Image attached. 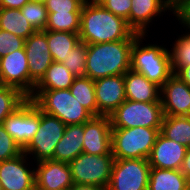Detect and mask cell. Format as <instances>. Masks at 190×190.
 <instances>
[{"mask_svg":"<svg viewBox=\"0 0 190 190\" xmlns=\"http://www.w3.org/2000/svg\"><path fill=\"white\" fill-rule=\"evenodd\" d=\"M75 77L62 63L52 62L34 90L69 89Z\"/></svg>","mask_w":190,"mask_h":190,"instance_id":"cell-25","label":"cell"},{"mask_svg":"<svg viewBox=\"0 0 190 190\" xmlns=\"http://www.w3.org/2000/svg\"><path fill=\"white\" fill-rule=\"evenodd\" d=\"M30 1L45 4L47 0H30Z\"/></svg>","mask_w":190,"mask_h":190,"instance_id":"cell-43","label":"cell"},{"mask_svg":"<svg viewBox=\"0 0 190 190\" xmlns=\"http://www.w3.org/2000/svg\"><path fill=\"white\" fill-rule=\"evenodd\" d=\"M150 170L148 159H115L107 190H147Z\"/></svg>","mask_w":190,"mask_h":190,"instance_id":"cell-8","label":"cell"},{"mask_svg":"<svg viewBox=\"0 0 190 190\" xmlns=\"http://www.w3.org/2000/svg\"><path fill=\"white\" fill-rule=\"evenodd\" d=\"M145 34H139L131 49V70L144 75L149 81L162 87L173 74L170 52L163 46H142ZM141 42V43H140Z\"/></svg>","mask_w":190,"mask_h":190,"instance_id":"cell-3","label":"cell"},{"mask_svg":"<svg viewBox=\"0 0 190 190\" xmlns=\"http://www.w3.org/2000/svg\"><path fill=\"white\" fill-rule=\"evenodd\" d=\"M2 125L23 150L39 129L40 109L28 98L4 119Z\"/></svg>","mask_w":190,"mask_h":190,"instance_id":"cell-10","label":"cell"},{"mask_svg":"<svg viewBox=\"0 0 190 190\" xmlns=\"http://www.w3.org/2000/svg\"><path fill=\"white\" fill-rule=\"evenodd\" d=\"M30 0H1V8L21 9Z\"/></svg>","mask_w":190,"mask_h":190,"instance_id":"cell-38","label":"cell"},{"mask_svg":"<svg viewBox=\"0 0 190 190\" xmlns=\"http://www.w3.org/2000/svg\"><path fill=\"white\" fill-rule=\"evenodd\" d=\"M81 12L48 13L45 30L78 33L80 32Z\"/></svg>","mask_w":190,"mask_h":190,"instance_id":"cell-29","label":"cell"},{"mask_svg":"<svg viewBox=\"0 0 190 190\" xmlns=\"http://www.w3.org/2000/svg\"><path fill=\"white\" fill-rule=\"evenodd\" d=\"M25 39L0 29V58L15 50L23 49Z\"/></svg>","mask_w":190,"mask_h":190,"instance_id":"cell-35","label":"cell"},{"mask_svg":"<svg viewBox=\"0 0 190 190\" xmlns=\"http://www.w3.org/2000/svg\"><path fill=\"white\" fill-rule=\"evenodd\" d=\"M178 21L189 29V32L185 35L183 34L173 45L172 50H170L171 65L173 73H176L181 67L190 65V25H188L178 14L175 15Z\"/></svg>","mask_w":190,"mask_h":190,"instance_id":"cell-28","label":"cell"},{"mask_svg":"<svg viewBox=\"0 0 190 190\" xmlns=\"http://www.w3.org/2000/svg\"><path fill=\"white\" fill-rule=\"evenodd\" d=\"M178 15L190 25V0L185 1L183 9L178 13Z\"/></svg>","mask_w":190,"mask_h":190,"instance_id":"cell-41","label":"cell"},{"mask_svg":"<svg viewBox=\"0 0 190 190\" xmlns=\"http://www.w3.org/2000/svg\"><path fill=\"white\" fill-rule=\"evenodd\" d=\"M28 97L19 89L11 86H0V124L19 108Z\"/></svg>","mask_w":190,"mask_h":190,"instance_id":"cell-30","label":"cell"},{"mask_svg":"<svg viewBox=\"0 0 190 190\" xmlns=\"http://www.w3.org/2000/svg\"><path fill=\"white\" fill-rule=\"evenodd\" d=\"M29 99L41 111L56 116L65 125L84 124L93 117L69 89L34 90Z\"/></svg>","mask_w":190,"mask_h":190,"instance_id":"cell-4","label":"cell"},{"mask_svg":"<svg viewBox=\"0 0 190 190\" xmlns=\"http://www.w3.org/2000/svg\"><path fill=\"white\" fill-rule=\"evenodd\" d=\"M124 88L128 100L139 102L160 101L161 87L131 69L124 74Z\"/></svg>","mask_w":190,"mask_h":190,"instance_id":"cell-19","label":"cell"},{"mask_svg":"<svg viewBox=\"0 0 190 190\" xmlns=\"http://www.w3.org/2000/svg\"><path fill=\"white\" fill-rule=\"evenodd\" d=\"M0 29L25 40L36 32L21 10L15 8L0 9Z\"/></svg>","mask_w":190,"mask_h":190,"instance_id":"cell-23","label":"cell"},{"mask_svg":"<svg viewBox=\"0 0 190 190\" xmlns=\"http://www.w3.org/2000/svg\"><path fill=\"white\" fill-rule=\"evenodd\" d=\"M126 40L87 45L86 75L93 81L123 75L131 69V49L138 36Z\"/></svg>","mask_w":190,"mask_h":190,"instance_id":"cell-2","label":"cell"},{"mask_svg":"<svg viewBox=\"0 0 190 190\" xmlns=\"http://www.w3.org/2000/svg\"><path fill=\"white\" fill-rule=\"evenodd\" d=\"M114 160L113 154L81 153L69 163L73 183L95 185L107 189Z\"/></svg>","mask_w":190,"mask_h":190,"instance_id":"cell-7","label":"cell"},{"mask_svg":"<svg viewBox=\"0 0 190 190\" xmlns=\"http://www.w3.org/2000/svg\"><path fill=\"white\" fill-rule=\"evenodd\" d=\"M47 42L53 62L62 63L81 41L78 33L47 30Z\"/></svg>","mask_w":190,"mask_h":190,"instance_id":"cell-26","label":"cell"},{"mask_svg":"<svg viewBox=\"0 0 190 190\" xmlns=\"http://www.w3.org/2000/svg\"><path fill=\"white\" fill-rule=\"evenodd\" d=\"M20 10L36 31L45 30L48 21L45 4L29 1Z\"/></svg>","mask_w":190,"mask_h":190,"instance_id":"cell-32","label":"cell"},{"mask_svg":"<svg viewBox=\"0 0 190 190\" xmlns=\"http://www.w3.org/2000/svg\"><path fill=\"white\" fill-rule=\"evenodd\" d=\"M69 190H107L106 188H102L95 185H86V184H77L74 183Z\"/></svg>","mask_w":190,"mask_h":190,"instance_id":"cell-42","label":"cell"},{"mask_svg":"<svg viewBox=\"0 0 190 190\" xmlns=\"http://www.w3.org/2000/svg\"><path fill=\"white\" fill-rule=\"evenodd\" d=\"M160 133L167 139L190 148V116L164 115Z\"/></svg>","mask_w":190,"mask_h":190,"instance_id":"cell-24","label":"cell"},{"mask_svg":"<svg viewBox=\"0 0 190 190\" xmlns=\"http://www.w3.org/2000/svg\"><path fill=\"white\" fill-rule=\"evenodd\" d=\"M0 76L2 85L15 87L29 98V69L24 48L0 58Z\"/></svg>","mask_w":190,"mask_h":190,"instance_id":"cell-15","label":"cell"},{"mask_svg":"<svg viewBox=\"0 0 190 190\" xmlns=\"http://www.w3.org/2000/svg\"><path fill=\"white\" fill-rule=\"evenodd\" d=\"M86 57L87 44L84 42L78 43L71 49L70 53L64 58L62 64L76 77L86 75Z\"/></svg>","mask_w":190,"mask_h":190,"instance_id":"cell-31","label":"cell"},{"mask_svg":"<svg viewBox=\"0 0 190 190\" xmlns=\"http://www.w3.org/2000/svg\"><path fill=\"white\" fill-rule=\"evenodd\" d=\"M22 152V148L0 124V162L15 158Z\"/></svg>","mask_w":190,"mask_h":190,"instance_id":"cell-33","label":"cell"},{"mask_svg":"<svg viewBox=\"0 0 190 190\" xmlns=\"http://www.w3.org/2000/svg\"><path fill=\"white\" fill-rule=\"evenodd\" d=\"M175 74L190 86V65L181 67Z\"/></svg>","mask_w":190,"mask_h":190,"instance_id":"cell-40","label":"cell"},{"mask_svg":"<svg viewBox=\"0 0 190 190\" xmlns=\"http://www.w3.org/2000/svg\"><path fill=\"white\" fill-rule=\"evenodd\" d=\"M189 186L181 170L151 168L147 190H186Z\"/></svg>","mask_w":190,"mask_h":190,"instance_id":"cell-22","label":"cell"},{"mask_svg":"<svg viewBox=\"0 0 190 190\" xmlns=\"http://www.w3.org/2000/svg\"><path fill=\"white\" fill-rule=\"evenodd\" d=\"M160 131L157 128H111V153L115 159H148Z\"/></svg>","mask_w":190,"mask_h":190,"instance_id":"cell-5","label":"cell"},{"mask_svg":"<svg viewBox=\"0 0 190 190\" xmlns=\"http://www.w3.org/2000/svg\"><path fill=\"white\" fill-rule=\"evenodd\" d=\"M134 33L126 20L95 0H86L83 4L79 32L81 42L89 45L126 40Z\"/></svg>","mask_w":190,"mask_h":190,"instance_id":"cell-1","label":"cell"},{"mask_svg":"<svg viewBox=\"0 0 190 190\" xmlns=\"http://www.w3.org/2000/svg\"><path fill=\"white\" fill-rule=\"evenodd\" d=\"M171 10L161 0H131L128 25L138 34H146L152 19Z\"/></svg>","mask_w":190,"mask_h":190,"instance_id":"cell-20","label":"cell"},{"mask_svg":"<svg viewBox=\"0 0 190 190\" xmlns=\"http://www.w3.org/2000/svg\"><path fill=\"white\" fill-rule=\"evenodd\" d=\"M180 170L190 181V148H187L186 155L184 157Z\"/></svg>","mask_w":190,"mask_h":190,"instance_id":"cell-39","label":"cell"},{"mask_svg":"<svg viewBox=\"0 0 190 190\" xmlns=\"http://www.w3.org/2000/svg\"><path fill=\"white\" fill-rule=\"evenodd\" d=\"M161 100L139 102L126 99L111 115L112 128L146 127L161 130L163 120Z\"/></svg>","mask_w":190,"mask_h":190,"instance_id":"cell-6","label":"cell"},{"mask_svg":"<svg viewBox=\"0 0 190 190\" xmlns=\"http://www.w3.org/2000/svg\"><path fill=\"white\" fill-rule=\"evenodd\" d=\"M187 147L158 134L148 158L151 168L180 170Z\"/></svg>","mask_w":190,"mask_h":190,"instance_id":"cell-18","label":"cell"},{"mask_svg":"<svg viewBox=\"0 0 190 190\" xmlns=\"http://www.w3.org/2000/svg\"><path fill=\"white\" fill-rule=\"evenodd\" d=\"M98 116H110L125 100L124 74L94 81Z\"/></svg>","mask_w":190,"mask_h":190,"instance_id":"cell-16","label":"cell"},{"mask_svg":"<svg viewBox=\"0 0 190 190\" xmlns=\"http://www.w3.org/2000/svg\"><path fill=\"white\" fill-rule=\"evenodd\" d=\"M166 6H168L173 14H178L184 7L186 0H161Z\"/></svg>","mask_w":190,"mask_h":190,"instance_id":"cell-37","label":"cell"},{"mask_svg":"<svg viewBox=\"0 0 190 190\" xmlns=\"http://www.w3.org/2000/svg\"><path fill=\"white\" fill-rule=\"evenodd\" d=\"M163 114L190 116V86L173 73L161 87Z\"/></svg>","mask_w":190,"mask_h":190,"instance_id":"cell-14","label":"cell"},{"mask_svg":"<svg viewBox=\"0 0 190 190\" xmlns=\"http://www.w3.org/2000/svg\"><path fill=\"white\" fill-rule=\"evenodd\" d=\"M36 165L35 190H69L74 184L69 163L46 159Z\"/></svg>","mask_w":190,"mask_h":190,"instance_id":"cell-12","label":"cell"},{"mask_svg":"<svg viewBox=\"0 0 190 190\" xmlns=\"http://www.w3.org/2000/svg\"><path fill=\"white\" fill-rule=\"evenodd\" d=\"M110 116H93L84 123L83 152L103 155L111 153Z\"/></svg>","mask_w":190,"mask_h":190,"instance_id":"cell-17","label":"cell"},{"mask_svg":"<svg viewBox=\"0 0 190 190\" xmlns=\"http://www.w3.org/2000/svg\"><path fill=\"white\" fill-rule=\"evenodd\" d=\"M24 49L28 59L30 97L35 86L41 81L53 62L47 42V30L31 34L25 40Z\"/></svg>","mask_w":190,"mask_h":190,"instance_id":"cell-11","label":"cell"},{"mask_svg":"<svg viewBox=\"0 0 190 190\" xmlns=\"http://www.w3.org/2000/svg\"><path fill=\"white\" fill-rule=\"evenodd\" d=\"M66 125L56 116L40 110V125L35 136L23 152L35 157L36 162L52 159L56 145L63 136Z\"/></svg>","mask_w":190,"mask_h":190,"instance_id":"cell-9","label":"cell"},{"mask_svg":"<svg viewBox=\"0 0 190 190\" xmlns=\"http://www.w3.org/2000/svg\"><path fill=\"white\" fill-rule=\"evenodd\" d=\"M71 94L93 116H98V107L95 95L94 81L87 76L75 77L69 88Z\"/></svg>","mask_w":190,"mask_h":190,"instance_id":"cell-27","label":"cell"},{"mask_svg":"<svg viewBox=\"0 0 190 190\" xmlns=\"http://www.w3.org/2000/svg\"><path fill=\"white\" fill-rule=\"evenodd\" d=\"M84 124L66 125L52 160L70 163L83 153Z\"/></svg>","mask_w":190,"mask_h":190,"instance_id":"cell-21","label":"cell"},{"mask_svg":"<svg viewBox=\"0 0 190 190\" xmlns=\"http://www.w3.org/2000/svg\"><path fill=\"white\" fill-rule=\"evenodd\" d=\"M86 0H47L45 3L48 13L81 12Z\"/></svg>","mask_w":190,"mask_h":190,"instance_id":"cell-34","label":"cell"},{"mask_svg":"<svg viewBox=\"0 0 190 190\" xmlns=\"http://www.w3.org/2000/svg\"><path fill=\"white\" fill-rule=\"evenodd\" d=\"M105 9L127 21L131 10V0H95Z\"/></svg>","mask_w":190,"mask_h":190,"instance_id":"cell-36","label":"cell"},{"mask_svg":"<svg viewBox=\"0 0 190 190\" xmlns=\"http://www.w3.org/2000/svg\"><path fill=\"white\" fill-rule=\"evenodd\" d=\"M27 155L0 162V183L3 190H35V168L26 166Z\"/></svg>","mask_w":190,"mask_h":190,"instance_id":"cell-13","label":"cell"}]
</instances>
